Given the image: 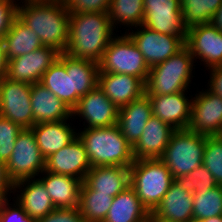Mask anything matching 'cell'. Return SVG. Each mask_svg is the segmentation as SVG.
Masks as SVG:
<instances>
[{
  "label": "cell",
  "instance_id": "34",
  "mask_svg": "<svg viewBox=\"0 0 222 222\" xmlns=\"http://www.w3.org/2000/svg\"><path fill=\"white\" fill-rule=\"evenodd\" d=\"M222 0H180L184 26L207 24L219 8Z\"/></svg>",
  "mask_w": 222,
  "mask_h": 222
},
{
  "label": "cell",
  "instance_id": "44",
  "mask_svg": "<svg viewBox=\"0 0 222 222\" xmlns=\"http://www.w3.org/2000/svg\"><path fill=\"white\" fill-rule=\"evenodd\" d=\"M8 60L6 59L4 38H0V82L7 78Z\"/></svg>",
  "mask_w": 222,
  "mask_h": 222
},
{
  "label": "cell",
  "instance_id": "42",
  "mask_svg": "<svg viewBox=\"0 0 222 222\" xmlns=\"http://www.w3.org/2000/svg\"><path fill=\"white\" fill-rule=\"evenodd\" d=\"M207 71L210 73V79L207 80L206 88L222 98V66L211 67Z\"/></svg>",
  "mask_w": 222,
  "mask_h": 222
},
{
  "label": "cell",
  "instance_id": "41",
  "mask_svg": "<svg viewBox=\"0 0 222 222\" xmlns=\"http://www.w3.org/2000/svg\"><path fill=\"white\" fill-rule=\"evenodd\" d=\"M36 222H86L82 217L79 208H56L45 217Z\"/></svg>",
  "mask_w": 222,
  "mask_h": 222
},
{
  "label": "cell",
  "instance_id": "12",
  "mask_svg": "<svg viewBox=\"0 0 222 222\" xmlns=\"http://www.w3.org/2000/svg\"><path fill=\"white\" fill-rule=\"evenodd\" d=\"M142 25L160 34L187 36L180 0H144Z\"/></svg>",
  "mask_w": 222,
  "mask_h": 222
},
{
  "label": "cell",
  "instance_id": "26",
  "mask_svg": "<svg viewBox=\"0 0 222 222\" xmlns=\"http://www.w3.org/2000/svg\"><path fill=\"white\" fill-rule=\"evenodd\" d=\"M84 182L96 193L115 197L130 186V168L125 166H96L86 174Z\"/></svg>",
  "mask_w": 222,
  "mask_h": 222
},
{
  "label": "cell",
  "instance_id": "47",
  "mask_svg": "<svg viewBox=\"0 0 222 222\" xmlns=\"http://www.w3.org/2000/svg\"><path fill=\"white\" fill-rule=\"evenodd\" d=\"M142 222H156V220L150 215L146 220Z\"/></svg>",
  "mask_w": 222,
  "mask_h": 222
},
{
  "label": "cell",
  "instance_id": "19",
  "mask_svg": "<svg viewBox=\"0 0 222 222\" xmlns=\"http://www.w3.org/2000/svg\"><path fill=\"white\" fill-rule=\"evenodd\" d=\"M98 86L118 108L145 94V83L140 78L123 73L99 72Z\"/></svg>",
  "mask_w": 222,
  "mask_h": 222
},
{
  "label": "cell",
  "instance_id": "17",
  "mask_svg": "<svg viewBox=\"0 0 222 222\" xmlns=\"http://www.w3.org/2000/svg\"><path fill=\"white\" fill-rule=\"evenodd\" d=\"M187 92V93H186ZM183 91L170 95H147L152 106V115L175 130L187 129L191 118L193 95Z\"/></svg>",
  "mask_w": 222,
  "mask_h": 222
},
{
  "label": "cell",
  "instance_id": "49",
  "mask_svg": "<svg viewBox=\"0 0 222 222\" xmlns=\"http://www.w3.org/2000/svg\"><path fill=\"white\" fill-rule=\"evenodd\" d=\"M190 222H202L200 220H195V219H192Z\"/></svg>",
  "mask_w": 222,
  "mask_h": 222
},
{
  "label": "cell",
  "instance_id": "3",
  "mask_svg": "<svg viewBox=\"0 0 222 222\" xmlns=\"http://www.w3.org/2000/svg\"><path fill=\"white\" fill-rule=\"evenodd\" d=\"M77 136L85 146L92 167H130L134 163L132 147L117 124L105 128H80Z\"/></svg>",
  "mask_w": 222,
  "mask_h": 222
},
{
  "label": "cell",
  "instance_id": "31",
  "mask_svg": "<svg viewBox=\"0 0 222 222\" xmlns=\"http://www.w3.org/2000/svg\"><path fill=\"white\" fill-rule=\"evenodd\" d=\"M40 83L73 109L72 70H66L59 59L43 74Z\"/></svg>",
  "mask_w": 222,
  "mask_h": 222
},
{
  "label": "cell",
  "instance_id": "40",
  "mask_svg": "<svg viewBox=\"0 0 222 222\" xmlns=\"http://www.w3.org/2000/svg\"><path fill=\"white\" fill-rule=\"evenodd\" d=\"M19 0H0V38H4L17 17Z\"/></svg>",
  "mask_w": 222,
  "mask_h": 222
},
{
  "label": "cell",
  "instance_id": "6",
  "mask_svg": "<svg viewBox=\"0 0 222 222\" xmlns=\"http://www.w3.org/2000/svg\"><path fill=\"white\" fill-rule=\"evenodd\" d=\"M206 135L189 129L175 130L160 160L174 179L188 175L203 164Z\"/></svg>",
  "mask_w": 222,
  "mask_h": 222
},
{
  "label": "cell",
  "instance_id": "13",
  "mask_svg": "<svg viewBox=\"0 0 222 222\" xmlns=\"http://www.w3.org/2000/svg\"><path fill=\"white\" fill-rule=\"evenodd\" d=\"M194 93L191 106L190 131L206 136L220 135L222 132V98L207 88Z\"/></svg>",
  "mask_w": 222,
  "mask_h": 222
},
{
  "label": "cell",
  "instance_id": "15",
  "mask_svg": "<svg viewBox=\"0 0 222 222\" xmlns=\"http://www.w3.org/2000/svg\"><path fill=\"white\" fill-rule=\"evenodd\" d=\"M58 56L59 52L54 48L42 46L28 54L12 58L8 61L7 78L30 85L38 83Z\"/></svg>",
  "mask_w": 222,
  "mask_h": 222
},
{
  "label": "cell",
  "instance_id": "4",
  "mask_svg": "<svg viewBox=\"0 0 222 222\" xmlns=\"http://www.w3.org/2000/svg\"><path fill=\"white\" fill-rule=\"evenodd\" d=\"M195 66L193 56L185 46L177 54L150 68L145 83V94L170 95L190 91V84L195 77Z\"/></svg>",
  "mask_w": 222,
  "mask_h": 222
},
{
  "label": "cell",
  "instance_id": "29",
  "mask_svg": "<svg viewBox=\"0 0 222 222\" xmlns=\"http://www.w3.org/2000/svg\"><path fill=\"white\" fill-rule=\"evenodd\" d=\"M4 46L6 59L9 61L41 48L43 43L36 33L16 17L4 37Z\"/></svg>",
  "mask_w": 222,
  "mask_h": 222
},
{
  "label": "cell",
  "instance_id": "14",
  "mask_svg": "<svg viewBox=\"0 0 222 222\" xmlns=\"http://www.w3.org/2000/svg\"><path fill=\"white\" fill-rule=\"evenodd\" d=\"M185 46L190 50L194 61L198 63L200 60L199 63L205 66V70L222 66V33L211 23L188 28Z\"/></svg>",
  "mask_w": 222,
  "mask_h": 222
},
{
  "label": "cell",
  "instance_id": "11",
  "mask_svg": "<svg viewBox=\"0 0 222 222\" xmlns=\"http://www.w3.org/2000/svg\"><path fill=\"white\" fill-rule=\"evenodd\" d=\"M31 85L5 78L0 82V115L22 128L34 126Z\"/></svg>",
  "mask_w": 222,
  "mask_h": 222
},
{
  "label": "cell",
  "instance_id": "23",
  "mask_svg": "<svg viewBox=\"0 0 222 222\" xmlns=\"http://www.w3.org/2000/svg\"><path fill=\"white\" fill-rule=\"evenodd\" d=\"M72 121V119L71 122L70 119H65L58 122L40 123L30 128L45 159L77 137L78 128L73 125Z\"/></svg>",
  "mask_w": 222,
  "mask_h": 222
},
{
  "label": "cell",
  "instance_id": "9",
  "mask_svg": "<svg viewBox=\"0 0 222 222\" xmlns=\"http://www.w3.org/2000/svg\"><path fill=\"white\" fill-rule=\"evenodd\" d=\"M139 27V28H138ZM126 32L134 41L145 62L151 68L169 57L177 54L185 47L187 36H171L152 31L143 25Z\"/></svg>",
  "mask_w": 222,
  "mask_h": 222
},
{
  "label": "cell",
  "instance_id": "27",
  "mask_svg": "<svg viewBox=\"0 0 222 222\" xmlns=\"http://www.w3.org/2000/svg\"><path fill=\"white\" fill-rule=\"evenodd\" d=\"M58 59L72 70L73 108L81 97L98 85L99 65L86 59L73 58L67 53H59Z\"/></svg>",
  "mask_w": 222,
  "mask_h": 222
},
{
  "label": "cell",
  "instance_id": "24",
  "mask_svg": "<svg viewBox=\"0 0 222 222\" xmlns=\"http://www.w3.org/2000/svg\"><path fill=\"white\" fill-rule=\"evenodd\" d=\"M151 116L152 106L146 94L119 108L117 125L131 147L140 139Z\"/></svg>",
  "mask_w": 222,
  "mask_h": 222
},
{
  "label": "cell",
  "instance_id": "37",
  "mask_svg": "<svg viewBox=\"0 0 222 222\" xmlns=\"http://www.w3.org/2000/svg\"><path fill=\"white\" fill-rule=\"evenodd\" d=\"M23 128L0 115V160L5 164L10 159L18 134Z\"/></svg>",
  "mask_w": 222,
  "mask_h": 222
},
{
  "label": "cell",
  "instance_id": "45",
  "mask_svg": "<svg viewBox=\"0 0 222 222\" xmlns=\"http://www.w3.org/2000/svg\"><path fill=\"white\" fill-rule=\"evenodd\" d=\"M211 23L219 32L222 33V2L211 18Z\"/></svg>",
  "mask_w": 222,
  "mask_h": 222
},
{
  "label": "cell",
  "instance_id": "10",
  "mask_svg": "<svg viewBox=\"0 0 222 222\" xmlns=\"http://www.w3.org/2000/svg\"><path fill=\"white\" fill-rule=\"evenodd\" d=\"M118 113L119 108L97 85L79 99L78 104L72 109V119L80 118L79 122L84 120L83 128H105L118 123Z\"/></svg>",
  "mask_w": 222,
  "mask_h": 222
},
{
  "label": "cell",
  "instance_id": "43",
  "mask_svg": "<svg viewBox=\"0 0 222 222\" xmlns=\"http://www.w3.org/2000/svg\"><path fill=\"white\" fill-rule=\"evenodd\" d=\"M13 183L6 173V165L0 160V202L12 199Z\"/></svg>",
  "mask_w": 222,
  "mask_h": 222
},
{
  "label": "cell",
  "instance_id": "36",
  "mask_svg": "<svg viewBox=\"0 0 222 222\" xmlns=\"http://www.w3.org/2000/svg\"><path fill=\"white\" fill-rule=\"evenodd\" d=\"M175 181L183 190L192 194L195 190H210L217 186L213 175L203 164L188 175L175 178Z\"/></svg>",
  "mask_w": 222,
  "mask_h": 222
},
{
  "label": "cell",
  "instance_id": "46",
  "mask_svg": "<svg viewBox=\"0 0 222 222\" xmlns=\"http://www.w3.org/2000/svg\"><path fill=\"white\" fill-rule=\"evenodd\" d=\"M202 222H222V215L201 220Z\"/></svg>",
  "mask_w": 222,
  "mask_h": 222
},
{
  "label": "cell",
  "instance_id": "32",
  "mask_svg": "<svg viewBox=\"0 0 222 222\" xmlns=\"http://www.w3.org/2000/svg\"><path fill=\"white\" fill-rule=\"evenodd\" d=\"M114 197L96 193L84 181L79 198V211L86 222H103Z\"/></svg>",
  "mask_w": 222,
  "mask_h": 222
},
{
  "label": "cell",
  "instance_id": "1",
  "mask_svg": "<svg viewBox=\"0 0 222 222\" xmlns=\"http://www.w3.org/2000/svg\"><path fill=\"white\" fill-rule=\"evenodd\" d=\"M69 16L64 2L19 0L17 17L38 35L43 46L66 53Z\"/></svg>",
  "mask_w": 222,
  "mask_h": 222
},
{
  "label": "cell",
  "instance_id": "16",
  "mask_svg": "<svg viewBox=\"0 0 222 222\" xmlns=\"http://www.w3.org/2000/svg\"><path fill=\"white\" fill-rule=\"evenodd\" d=\"M91 168L85 146L78 136L45 159V171L69 175L82 181Z\"/></svg>",
  "mask_w": 222,
  "mask_h": 222
},
{
  "label": "cell",
  "instance_id": "33",
  "mask_svg": "<svg viewBox=\"0 0 222 222\" xmlns=\"http://www.w3.org/2000/svg\"><path fill=\"white\" fill-rule=\"evenodd\" d=\"M193 219L204 220L222 215V185L193 193Z\"/></svg>",
  "mask_w": 222,
  "mask_h": 222
},
{
  "label": "cell",
  "instance_id": "20",
  "mask_svg": "<svg viewBox=\"0 0 222 222\" xmlns=\"http://www.w3.org/2000/svg\"><path fill=\"white\" fill-rule=\"evenodd\" d=\"M174 131L169 124L152 115L140 139L132 147L134 159H160Z\"/></svg>",
  "mask_w": 222,
  "mask_h": 222
},
{
  "label": "cell",
  "instance_id": "39",
  "mask_svg": "<svg viewBox=\"0 0 222 222\" xmlns=\"http://www.w3.org/2000/svg\"><path fill=\"white\" fill-rule=\"evenodd\" d=\"M0 202V222H36L13 199Z\"/></svg>",
  "mask_w": 222,
  "mask_h": 222
},
{
  "label": "cell",
  "instance_id": "28",
  "mask_svg": "<svg viewBox=\"0 0 222 222\" xmlns=\"http://www.w3.org/2000/svg\"><path fill=\"white\" fill-rule=\"evenodd\" d=\"M151 213L139 200L135 190L129 186L117 194L103 222H142Z\"/></svg>",
  "mask_w": 222,
  "mask_h": 222
},
{
  "label": "cell",
  "instance_id": "38",
  "mask_svg": "<svg viewBox=\"0 0 222 222\" xmlns=\"http://www.w3.org/2000/svg\"><path fill=\"white\" fill-rule=\"evenodd\" d=\"M111 0H65L64 4L70 13L107 12Z\"/></svg>",
  "mask_w": 222,
  "mask_h": 222
},
{
  "label": "cell",
  "instance_id": "21",
  "mask_svg": "<svg viewBox=\"0 0 222 222\" xmlns=\"http://www.w3.org/2000/svg\"><path fill=\"white\" fill-rule=\"evenodd\" d=\"M192 209L193 194L174 181L151 216L160 222H190L193 219Z\"/></svg>",
  "mask_w": 222,
  "mask_h": 222
},
{
  "label": "cell",
  "instance_id": "2",
  "mask_svg": "<svg viewBox=\"0 0 222 222\" xmlns=\"http://www.w3.org/2000/svg\"><path fill=\"white\" fill-rule=\"evenodd\" d=\"M116 34L107 12L70 13L66 53L99 63Z\"/></svg>",
  "mask_w": 222,
  "mask_h": 222
},
{
  "label": "cell",
  "instance_id": "25",
  "mask_svg": "<svg viewBox=\"0 0 222 222\" xmlns=\"http://www.w3.org/2000/svg\"><path fill=\"white\" fill-rule=\"evenodd\" d=\"M38 177L56 208L79 207L82 180L45 170Z\"/></svg>",
  "mask_w": 222,
  "mask_h": 222
},
{
  "label": "cell",
  "instance_id": "5",
  "mask_svg": "<svg viewBox=\"0 0 222 222\" xmlns=\"http://www.w3.org/2000/svg\"><path fill=\"white\" fill-rule=\"evenodd\" d=\"M130 168V186L139 200L152 213L175 181L160 159L134 160Z\"/></svg>",
  "mask_w": 222,
  "mask_h": 222
},
{
  "label": "cell",
  "instance_id": "30",
  "mask_svg": "<svg viewBox=\"0 0 222 222\" xmlns=\"http://www.w3.org/2000/svg\"><path fill=\"white\" fill-rule=\"evenodd\" d=\"M107 13L114 30L124 26L126 33L143 24L144 0H111Z\"/></svg>",
  "mask_w": 222,
  "mask_h": 222
},
{
  "label": "cell",
  "instance_id": "18",
  "mask_svg": "<svg viewBox=\"0 0 222 222\" xmlns=\"http://www.w3.org/2000/svg\"><path fill=\"white\" fill-rule=\"evenodd\" d=\"M12 199L34 220L56 209L43 182L38 178L20 180L13 184ZM16 195V197H15Z\"/></svg>",
  "mask_w": 222,
  "mask_h": 222
},
{
  "label": "cell",
  "instance_id": "48",
  "mask_svg": "<svg viewBox=\"0 0 222 222\" xmlns=\"http://www.w3.org/2000/svg\"><path fill=\"white\" fill-rule=\"evenodd\" d=\"M35 1H46V2H64L65 0H35Z\"/></svg>",
  "mask_w": 222,
  "mask_h": 222
},
{
  "label": "cell",
  "instance_id": "22",
  "mask_svg": "<svg viewBox=\"0 0 222 222\" xmlns=\"http://www.w3.org/2000/svg\"><path fill=\"white\" fill-rule=\"evenodd\" d=\"M34 125L72 118V109L40 82L31 84Z\"/></svg>",
  "mask_w": 222,
  "mask_h": 222
},
{
  "label": "cell",
  "instance_id": "35",
  "mask_svg": "<svg viewBox=\"0 0 222 222\" xmlns=\"http://www.w3.org/2000/svg\"><path fill=\"white\" fill-rule=\"evenodd\" d=\"M203 165L213 175L217 185H222V138L219 135L206 136Z\"/></svg>",
  "mask_w": 222,
  "mask_h": 222
},
{
  "label": "cell",
  "instance_id": "7",
  "mask_svg": "<svg viewBox=\"0 0 222 222\" xmlns=\"http://www.w3.org/2000/svg\"><path fill=\"white\" fill-rule=\"evenodd\" d=\"M106 47L99 61V72L128 74L146 83L150 67L130 36L120 30Z\"/></svg>",
  "mask_w": 222,
  "mask_h": 222
},
{
  "label": "cell",
  "instance_id": "8",
  "mask_svg": "<svg viewBox=\"0 0 222 222\" xmlns=\"http://www.w3.org/2000/svg\"><path fill=\"white\" fill-rule=\"evenodd\" d=\"M5 165L7 176L13 184L37 177L45 170V158L30 128H23L18 134L14 150Z\"/></svg>",
  "mask_w": 222,
  "mask_h": 222
}]
</instances>
